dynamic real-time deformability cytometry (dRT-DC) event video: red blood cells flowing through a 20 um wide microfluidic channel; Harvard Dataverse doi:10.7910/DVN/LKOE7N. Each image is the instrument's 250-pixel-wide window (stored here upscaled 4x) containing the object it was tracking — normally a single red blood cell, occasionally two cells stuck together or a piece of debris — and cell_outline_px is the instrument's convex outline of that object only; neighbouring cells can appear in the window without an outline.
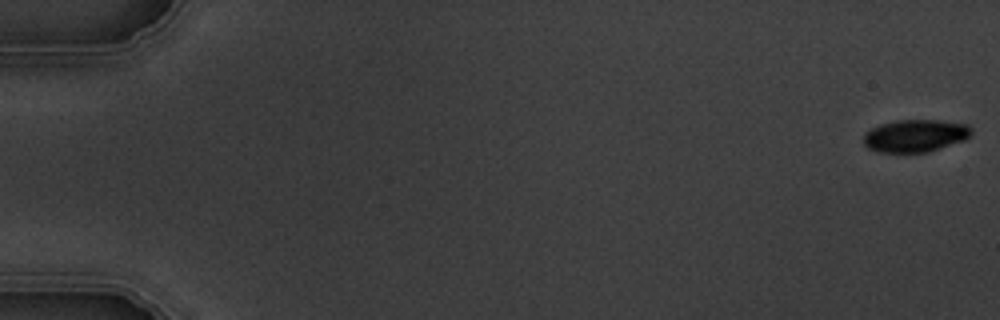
{"species": "common noctule bat (a hibernating species)", "species_latin": "Nyctalus noctula", "temperature_condition": "warm", "stored_images_in_passage": 6, "camera_frame_rate_fps": 3000, "um_per_image_px": 0.085, "animal": {"sex": "male", "body_mass_g": 19.5, "forearm_length_mm": 54.6}, "frame": {"image": 1, "passage_image": 1, "time_ms": 0.0, "image_size_px": [1000, 320], "cell_outline_px": [[972, 136], [964, 140], [928, 152], [880, 152], [868, 148], [864, 144], [864, 132], [880, 124], [896, 120], [936, 120], [968, 124], [972, 128]], "centroid_in_image_um": [77.81, 11.53], "position_along_channel_um": 7.2, "area_um2": 20.46}}
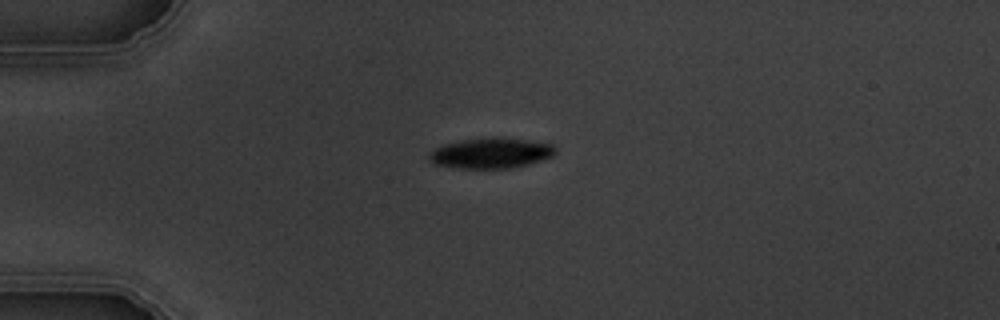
{"frame": {"image": 2, "passage_image": 5, "time_ms": 4.667, "image_size_px": [1000, 320], "cell_outline_px": [[556, 152], [552, 156], [528, 164], [512, 168], [452, 168], [436, 164], [428, 156], [436, 148], [444, 144], [460, 140], [492, 136], [496, 136], [552, 144], [556, 148]], "centroid_in_image_um": [41.73, 13.0], "position_along_channel_um": 43.3, "area_um2": 22.31}}